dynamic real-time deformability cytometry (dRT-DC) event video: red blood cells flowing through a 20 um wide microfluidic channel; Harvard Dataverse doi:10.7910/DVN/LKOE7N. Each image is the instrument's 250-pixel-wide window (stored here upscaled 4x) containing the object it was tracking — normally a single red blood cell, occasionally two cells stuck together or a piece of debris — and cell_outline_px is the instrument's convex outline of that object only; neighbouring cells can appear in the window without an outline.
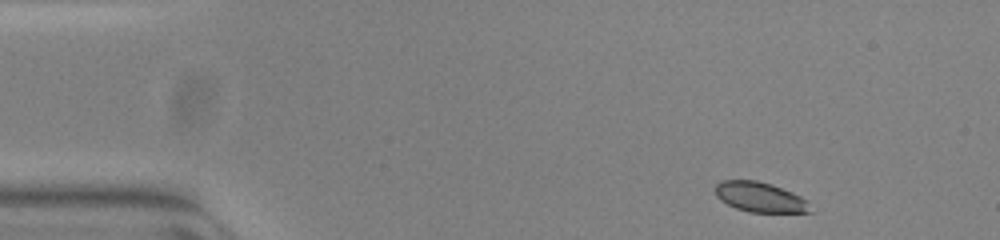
{"species": "common noctule bat (a hibernating species)", "species_latin": "Nyctalus noctula", "temperature_condition": "warm", "stored_images_in_passage": 49, "camera_frame_rate_fps": 3000, "um_per_image_px": 0.085, "animal": {"sex": "female", "body_mass_g": 23.0, "forearm_length_mm": 53.4}, "frame": {"image": 1, "passage_image": 2, "time_ms": 0.333, "image_size_px": [1000, 240], "cell_outline_px": [[812, 212], [748, 212], [736, 208], [720, 200], [716, 196], [716, 184], [720, 180], [756, 180], [772, 184], [792, 192], [808, 200]], "centroid_in_image_um": [64.6, 16.75], "position_along_channel_um": 20.4, "area_um2": 16.65}}
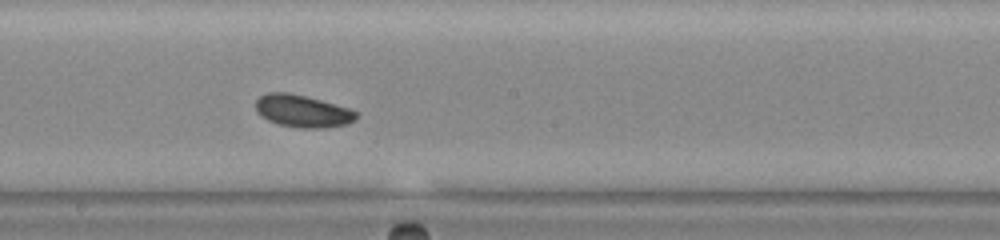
{"frame": {"image": 2, "passage_image": 25, "time_ms": 8.0, "image_size_px": [1000, 240], "cell_outline_px": [[356, 120], [348, 124], [324, 128], [300, 128], [280, 124], [268, 120], [256, 112], [256, 100], [260, 96], [268, 92], [288, 92], [320, 100], [348, 108], [356, 112]], "centroid_in_image_um": [25.7, 9.44], "position_along_channel_um": 222.5, "area_um2": 18.79}}
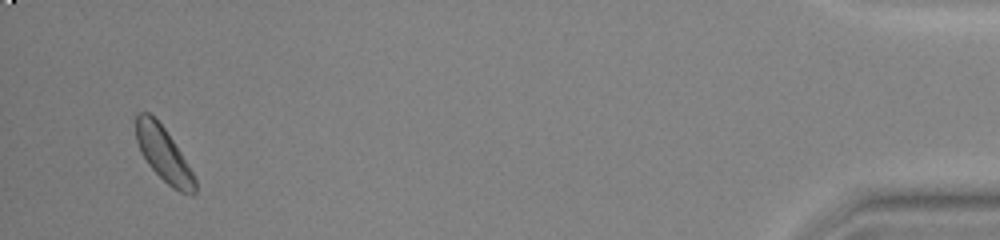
{"frame": {"image": 3, "passage_image": 47, "time_ms": 15.333, "image_size_px": [1000, 240], "cell_outline_px": [[196, 192], [192, 196], [180, 192], [172, 188], [148, 164], [140, 152], [136, 140], [136, 116], [140, 112], [148, 112], [164, 128], [180, 152], [192, 172], [196, 180]], "centroid_in_image_um": [13.9, 13.14], "position_along_channel_um": 421.3, "area_um2": 18.32}}